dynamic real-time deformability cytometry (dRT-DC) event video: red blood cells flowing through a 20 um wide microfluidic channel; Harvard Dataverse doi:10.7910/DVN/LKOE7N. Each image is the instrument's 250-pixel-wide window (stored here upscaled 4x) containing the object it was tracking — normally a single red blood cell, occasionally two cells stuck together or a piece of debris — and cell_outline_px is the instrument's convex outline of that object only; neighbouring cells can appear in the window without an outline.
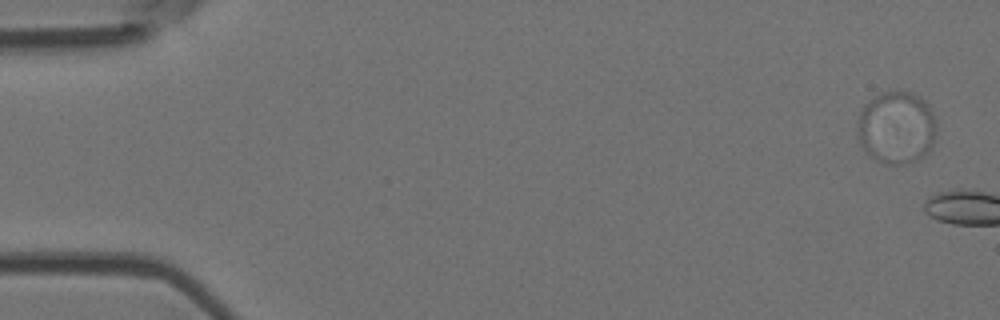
{"species": "Egyptian fruit bat (a non-hibernating species)", "species_latin": "Rousettus aegyptiacus", "temperature_condition": "room temperature", "stored_images_in_passage": 2, "camera_frame_rate_fps": 3000, "um_per_image_px": 0.085, "animal": {"sex": "female"}, "frame": {"image": 1, "passage_image": 1, "time_ms": 0.0, "image_size_px": [1000, 320], "cell_outline_px": [[936, 132], [932, 148], [924, 156], [916, 160], [900, 164], [888, 164], [876, 160], [868, 156], [864, 152], [860, 144], [856, 132], [856, 120], [864, 104], [876, 96], [884, 92], [896, 88], [912, 92], [920, 96], [928, 104], [936, 120]], "centroid_in_image_um": [76.18, 10.82], "position_along_channel_um": 8.8, "area_um2": 34.33}}